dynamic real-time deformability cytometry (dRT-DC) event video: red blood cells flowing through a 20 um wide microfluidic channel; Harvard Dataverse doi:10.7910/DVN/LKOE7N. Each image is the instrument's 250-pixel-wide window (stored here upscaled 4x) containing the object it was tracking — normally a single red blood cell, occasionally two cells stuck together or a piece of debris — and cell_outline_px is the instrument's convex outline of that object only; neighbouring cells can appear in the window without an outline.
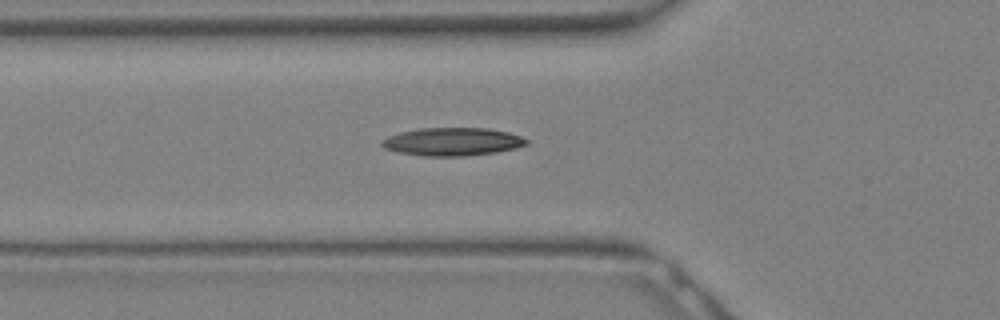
{"species": "Egyptian fruit bat (a non-hibernating species)", "species_latin": "Rousettus aegyptiacus", "temperature_condition": "warm", "stored_images_in_passage": 10, "camera_frame_rate_fps": 3000, "um_per_image_px": 0.085, "animal": {"sex": "female"}, "frame": {"image": 1, "passage_image": 2, "time_ms": 0.333, "image_size_px": [1000, 320], "cell_outline_px": [[528, 144], [516, 148], [496, 152], [464, 156], [424, 156], [396, 152], [384, 148], [380, 144], [380, 140], [388, 136], [400, 132], [420, 128], [488, 128], [508, 132], [520, 136], [528, 140]], "centroid_in_image_um": [38.43, 12.04], "position_along_channel_um": 87.4, "area_um2": 23.76}}
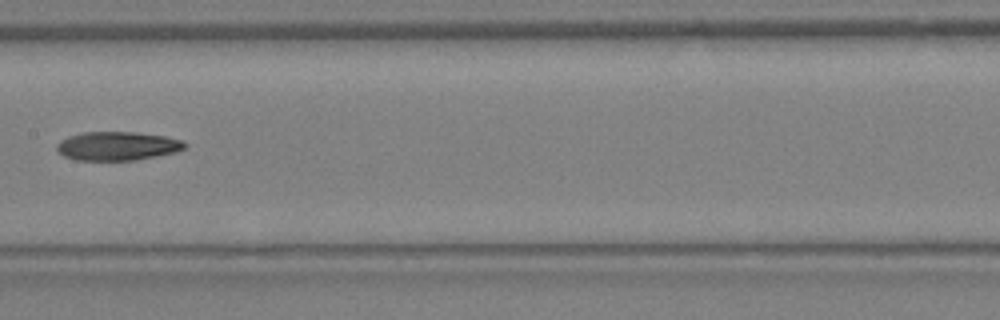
{"frame": {"image": 2, "passage_image": 7, "time_ms": 2.0, "image_size_px": [1000, 320], "cell_outline_px": [[188, 144], [184, 148], [176, 152], [136, 160], [76, 160], [64, 156], [56, 152], [56, 144], [60, 140], [68, 136], [84, 132], [136, 132], [164, 136], [184, 140]], "centroid_in_image_um": [9.96, 12.41], "position_along_channel_um": 197.4, "area_um2": 21.62}}
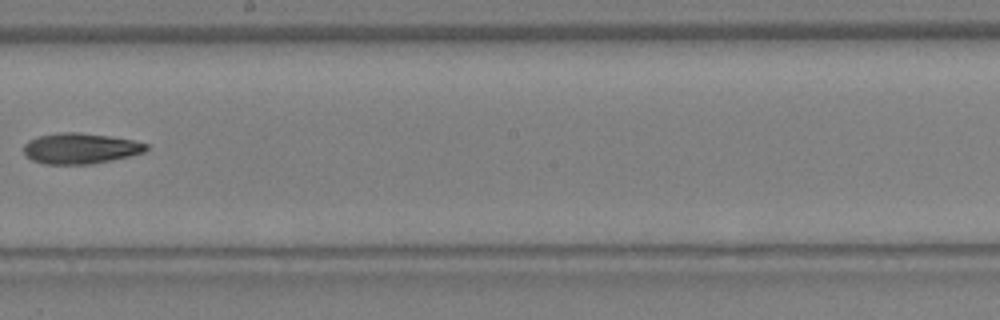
{"frame": {"image": 3, "passage_image": 9, "time_ms": 2.667, "image_size_px": [1000, 320], "cell_outline_px": [[148, 148], [144, 152], [128, 156], [92, 164], [44, 164], [32, 160], [24, 152], [24, 144], [28, 140], [40, 136], [60, 132], [80, 132], [108, 136], [132, 140], [148, 144]], "centroid_in_image_um": [6.81, 12.61], "position_along_channel_um": 241.4, "area_um2": 21.73}}